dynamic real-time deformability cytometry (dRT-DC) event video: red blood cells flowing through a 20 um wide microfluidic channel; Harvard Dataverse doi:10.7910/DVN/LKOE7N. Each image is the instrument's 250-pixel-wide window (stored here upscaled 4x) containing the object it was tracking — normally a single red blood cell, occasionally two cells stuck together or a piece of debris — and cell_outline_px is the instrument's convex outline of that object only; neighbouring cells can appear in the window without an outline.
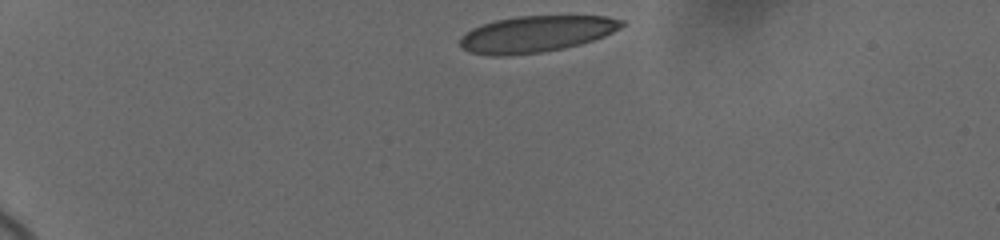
{"species": "human", "species_latin": "Homo sapiens", "temperature_condition": "cold", "stored_images_in_passage": 4, "camera_frame_rate_fps": 3000, "um_per_image_px": 0.085, "donor": {"sex": "female"}, "frame": {"image": 1, "passage_image": 1, "time_ms": 0.0, "image_size_px": [1000, 240], "cell_outline_px": [[624, 24], [620, 28], [604, 36], [580, 44], [564, 48], [540, 52], [508, 56], [488, 56], [468, 52], [460, 48], [460, 36], [472, 28], [496, 20], [516, 16], [608, 16], [624, 20]], "centroid_in_image_um": [45.53, 2.9], "position_along_channel_um": 39.5, "area_um2": 34.39}}
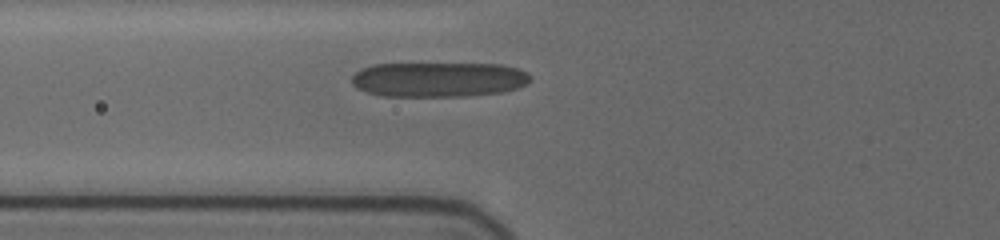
{"frame": {"image": 2, "passage_image": 4, "time_ms": 3.333, "image_size_px": [1000, 240], "cell_outline_px": [[532, 80], [516, 88], [500, 92], [464, 96], [380, 96], [356, 88], [352, 84], [352, 76], [360, 68], [372, 64], [500, 64], [516, 68], [528, 72], [532, 76]], "centroid_in_image_um": [37.25, 6.75], "position_along_channel_um": 88.5, "area_um2": 36.36}}